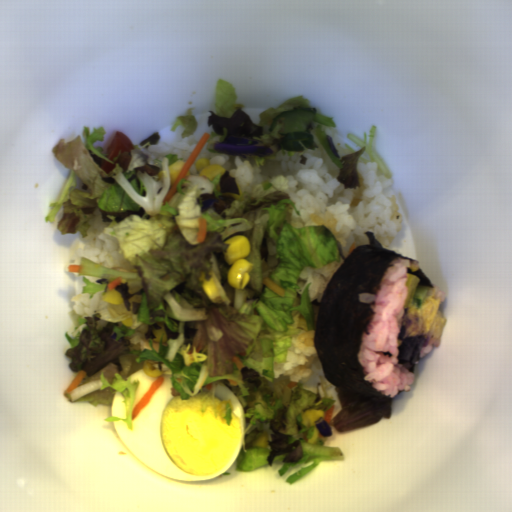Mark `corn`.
<instances>
[{
  "mask_svg": "<svg viewBox=\"0 0 512 512\" xmlns=\"http://www.w3.org/2000/svg\"><path fill=\"white\" fill-rule=\"evenodd\" d=\"M229 245L223 257L230 266L226 275V282L230 288L245 289L250 282V273L254 270V264L246 258L251 252V242L245 235L231 236L224 241Z\"/></svg>",
  "mask_w": 512,
  "mask_h": 512,
  "instance_id": "obj_1",
  "label": "corn"
}]
</instances>
